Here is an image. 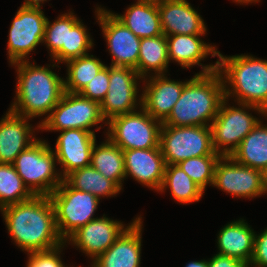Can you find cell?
Segmentation results:
<instances>
[{
    "label": "cell",
    "mask_w": 267,
    "mask_h": 267,
    "mask_svg": "<svg viewBox=\"0 0 267 267\" xmlns=\"http://www.w3.org/2000/svg\"><path fill=\"white\" fill-rule=\"evenodd\" d=\"M96 142L94 132L65 129L56 140L55 157L63 169L62 178L69 173L90 166L91 152Z\"/></svg>",
    "instance_id": "obj_15"
},
{
    "label": "cell",
    "mask_w": 267,
    "mask_h": 267,
    "mask_svg": "<svg viewBox=\"0 0 267 267\" xmlns=\"http://www.w3.org/2000/svg\"><path fill=\"white\" fill-rule=\"evenodd\" d=\"M105 122L107 137L122 150L157 148L162 123L150 116L142 107Z\"/></svg>",
    "instance_id": "obj_9"
},
{
    "label": "cell",
    "mask_w": 267,
    "mask_h": 267,
    "mask_svg": "<svg viewBox=\"0 0 267 267\" xmlns=\"http://www.w3.org/2000/svg\"><path fill=\"white\" fill-rule=\"evenodd\" d=\"M227 102L226 98L222 101L217 116L210 125L213 148L221 156H231L244 137L258 124L259 120L248 113L246 108L257 110L267 117V113L258 106L238 103L241 109L226 105Z\"/></svg>",
    "instance_id": "obj_7"
},
{
    "label": "cell",
    "mask_w": 267,
    "mask_h": 267,
    "mask_svg": "<svg viewBox=\"0 0 267 267\" xmlns=\"http://www.w3.org/2000/svg\"><path fill=\"white\" fill-rule=\"evenodd\" d=\"M221 155H205L188 158L177 165L204 191L208 184L212 185L216 163Z\"/></svg>",
    "instance_id": "obj_32"
},
{
    "label": "cell",
    "mask_w": 267,
    "mask_h": 267,
    "mask_svg": "<svg viewBox=\"0 0 267 267\" xmlns=\"http://www.w3.org/2000/svg\"><path fill=\"white\" fill-rule=\"evenodd\" d=\"M108 88L109 67L105 65L79 94L101 104L108 93Z\"/></svg>",
    "instance_id": "obj_35"
},
{
    "label": "cell",
    "mask_w": 267,
    "mask_h": 267,
    "mask_svg": "<svg viewBox=\"0 0 267 267\" xmlns=\"http://www.w3.org/2000/svg\"><path fill=\"white\" fill-rule=\"evenodd\" d=\"M218 235V254L236 258L249 265L255 233L244 219L226 224Z\"/></svg>",
    "instance_id": "obj_23"
},
{
    "label": "cell",
    "mask_w": 267,
    "mask_h": 267,
    "mask_svg": "<svg viewBox=\"0 0 267 267\" xmlns=\"http://www.w3.org/2000/svg\"><path fill=\"white\" fill-rule=\"evenodd\" d=\"M28 119L11 110L1 119L0 163L13 164L16 157L37 140Z\"/></svg>",
    "instance_id": "obj_20"
},
{
    "label": "cell",
    "mask_w": 267,
    "mask_h": 267,
    "mask_svg": "<svg viewBox=\"0 0 267 267\" xmlns=\"http://www.w3.org/2000/svg\"><path fill=\"white\" fill-rule=\"evenodd\" d=\"M203 35H172L166 36L168 42V58L178 62L184 68H190L193 65H201L202 71L199 74H207L217 70V61L215 64L203 65L200 62L212 54V57L218 55L217 48L204 43L199 37Z\"/></svg>",
    "instance_id": "obj_22"
},
{
    "label": "cell",
    "mask_w": 267,
    "mask_h": 267,
    "mask_svg": "<svg viewBox=\"0 0 267 267\" xmlns=\"http://www.w3.org/2000/svg\"><path fill=\"white\" fill-rule=\"evenodd\" d=\"M47 19L41 7L20 6L8 35L7 52L10 64L26 61L28 54L43 43Z\"/></svg>",
    "instance_id": "obj_11"
},
{
    "label": "cell",
    "mask_w": 267,
    "mask_h": 267,
    "mask_svg": "<svg viewBox=\"0 0 267 267\" xmlns=\"http://www.w3.org/2000/svg\"><path fill=\"white\" fill-rule=\"evenodd\" d=\"M125 177L131 175L142 185L159 191L166 163L161 148L123 150Z\"/></svg>",
    "instance_id": "obj_19"
},
{
    "label": "cell",
    "mask_w": 267,
    "mask_h": 267,
    "mask_svg": "<svg viewBox=\"0 0 267 267\" xmlns=\"http://www.w3.org/2000/svg\"><path fill=\"white\" fill-rule=\"evenodd\" d=\"M149 77L150 80L145 78L147 85L141 94V107L154 119L163 123L180 98L186 82L169 80L165 74Z\"/></svg>",
    "instance_id": "obj_18"
},
{
    "label": "cell",
    "mask_w": 267,
    "mask_h": 267,
    "mask_svg": "<svg viewBox=\"0 0 267 267\" xmlns=\"http://www.w3.org/2000/svg\"><path fill=\"white\" fill-rule=\"evenodd\" d=\"M65 63L68 66V77L64 80V87L65 91L70 93H80L105 66L99 59L89 54Z\"/></svg>",
    "instance_id": "obj_30"
},
{
    "label": "cell",
    "mask_w": 267,
    "mask_h": 267,
    "mask_svg": "<svg viewBox=\"0 0 267 267\" xmlns=\"http://www.w3.org/2000/svg\"><path fill=\"white\" fill-rule=\"evenodd\" d=\"M168 64V42L164 34L141 38L137 63V73L141 80H144L145 76H148L150 73L148 71L152 70L155 72V75H164Z\"/></svg>",
    "instance_id": "obj_26"
},
{
    "label": "cell",
    "mask_w": 267,
    "mask_h": 267,
    "mask_svg": "<svg viewBox=\"0 0 267 267\" xmlns=\"http://www.w3.org/2000/svg\"><path fill=\"white\" fill-rule=\"evenodd\" d=\"M105 215L80 227L67 240L95 260L128 228Z\"/></svg>",
    "instance_id": "obj_16"
},
{
    "label": "cell",
    "mask_w": 267,
    "mask_h": 267,
    "mask_svg": "<svg viewBox=\"0 0 267 267\" xmlns=\"http://www.w3.org/2000/svg\"><path fill=\"white\" fill-rule=\"evenodd\" d=\"M114 16L140 39L163 34L158 6L136 2L124 15Z\"/></svg>",
    "instance_id": "obj_25"
},
{
    "label": "cell",
    "mask_w": 267,
    "mask_h": 267,
    "mask_svg": "<svg viewBox=\"0 0 267 267\" xmlns=\"http://www.w3.org/2000/svg\"><path fill=\"white\" fill-rule=\"evenodd\" d=\"M233 1H235V2H238V3H240V4H243V3H245V4H249V2L250 3H256V2H259V0H233Z\"/></svg>",
    "instance_id": "obj_43"
},
{
    "label": "cell",
    "mask_w": 267,
    "mask_h": 267,
    "mask_svg": "<svg viewBox=\"0 0 267 267\" xmlns=\"http://www.w3.org/2000/svg\"><path fill=\"white\" fill-rule=\"evenodd\" d=\"M36 127L46 131L82 129L90 132V127L106 121L101 115L100 104L81 96L79 93H64L50 114Z\"/></svg>",
    "instance_id": "obj_10"
},
{
    "label": "cell",
    "mask_w": 267,
    "mask_h": 267,
    "mask_svg": "<svg viewBox=\"0 0 267 267\" xmlns=\"http://www.w3.org/2000/svg\"><path fill=\"white\" fill-rule=\"evenodd\" d=\"M217 56L225 98L235 96L237 103L258 106L267 113V60L243 54L226 57L220 51Z\"/></svg>",
    "instance_id": "obj_4"
},
{
    "label": "cell",
    "mask_w": 267,
    "mask_h": 267,
    "mask_svg": "<svg viewBox=\"0 0 267 267\" xmlns=\"http://www.w3.org/2000/svg\"><path fill=\"white\" fill-rule=\"evenodd\" d=\"M142 217L139 216L91 265L92 267H140Z\"/></svg>",
    "instance_id": "obj_17"
},
{
    "label": "cell",
    "mask_w": 267,
    "mask_h": 267,
    "mask_svg": "<svg viewBox=\"0 0 267 267\" xmlns=\"http://www.w3.org/2000/svg\"><path fill=\"white\" fill-rule=\"evenodd\" d=\"M96 9L97 20L112 55L111 65L127 66L137 71L141 39L118 20L114 13L100 7Z\"/></svg>",
    "instance_id": "obj_13"
},
{
    "label": "cell",
    "mask_w": 267,
    "mask_h": 267,
    "mask_svg": "<svg viewBox=\"0 0 267 267\" xmlns=\"http://www.w3.org/2000/svg\"><path fill=\"white\" fill-rule=\"evenodd\" d=\"M263 191L267 193V169L263 172Z\"/></svg>",
    "instance_id": "obj_42"
},
{
    "label": "cell",
    "mask_w": 267,
    "mask_h": 267,
    "mask_svg": "<svg viewBox=\"0 0 267 267\" xmlns=\"http://www.w3.org/2000/svg\"><path fill=\"white\" fill-rule=\"evenodd\" d=\"M34 194L24 184L13 164L0 163V209L31 199Z\"/></svg>",
    "instance_id": "obj_31"
},
{
    "label": "cell",
    "mask_w": 267,
    "mask_h": 267,
    "mask_svg": "<svg viewBox=\"0 0 267 267\" xmlns=\"http://www.w3.org/2000/svg\"><path fill=\"white\" fill-rule=\"evenodd\" d=\"M140 78L134 68L110 65L108 93L100 104L104 120L108 122L116 116L137 111V100L142 106V96L137 99L139 92L137 80Z\"/></svg>",
    "instance_id": "obj_12"
},
{
    "label": "cell",
    "mask_w": 267,
    "mask_h": 267,
    "mask_svg": "<svg viewBox=\"0 0 267 267\" xmlns=\"http://www.w3.org/2000/svg\"><path fill=\"white\" fill-rule=\"evenodd\" d=\"M250 266L267 267V228L254 236L253 255L248 267Z\"/></svg>",
    "instance_id": "obj_37"
},
{
    "label": "cell",
    "mask_w": 267,
    "mask_h": 267,
    "mask_svg": "<svg viewBox=\"0 0 267 267\" xmlns=\"http://www.w3.org/2000/svg\"><path fill=\"white\" fill-rule=\"evenodd\" d=\"M44 1L47 0H25V2L22 5L31 7H41L42 5L40 3H43Z\"/></svg>",
    "instance_id": "obj_40"
},
{
    "label": "cell",
    "mask_w": 267,
    "mask_h": 267,
    "mask_svg": "<svg viewBox=\"0 0 267 267\" xmlns=\"http://www.w3.org/2000/svg\"><path fill=\"white\" fill-rule=\"evenodd\" d=\"M52 202L56 227L65 243L80 227L92 221L100 199L72 188L64 179L49 195Z\"/></svg>",
    "instance_id": "obj_6"
},
{
    "label": "cell",
    "mask_w": 267,
    "mask_h": 267,
    "mask_svg": "<svg viewBox=\"0 0 267 267\" xmlns=\"http://www.w3.org/2000/svg\"><path fill=\"white\" fill-rule=\"evenodd\" d=\"M166 188H170L172 197L180 204L198 202L204 193L177 164H166L159 191L164 192Z\"/></svg>",
    "instance_id": "obj_29"
},
{
    "label": "cell",
    "mask_w": 267,
    "mask_h": 267,
    "mask_svg": "<svg viewBox=\"0 0 267 267\" xmlns=\"http://www.w3.org/2000/svg\"><path fill=\"white\" fill-rule=\"evenodd\" d=\"M159 146L166 164H178L193 157L220 155L213 148L210 126L162 125Z\"/></svg>",
    "instance_id": "obj_8"
},
{
    "label": "cell",
    "mask_w": 267,
    "mask_h": 267,
    "mask_svg": "<svg viewBox=\"0 0 267 267\" xmlns=\"http://www.w3.org/2000/svg\"><path fill=\"white\" fill-rule=\"evenodd\" d=\"M0 210L10 236L22 251H47L65 243L58 233L49 196L34 195Z\"/></svg>",
    "instance_id": "obj_1"
},
{
    "label": "cell",
    "mask_w": 267,
    "mask_h": 267,
    "mask_svg": "<svg viewBox=\"0 0 267 267\" xmlns=\"http://www.w3.org/2000/svg\"><path fill=\"white\" fill-rule=\"evenodd\" d=\"M213 186L235 197L253 198L264 194L263 172L221 156L216 163Z\"/></svg>",
    "instance_id": "obj_14"
},
{
    "label": "cell",
    "mask_w": 267,
    "mask_h": 267,
    "mask_svg": "<svg viewBox=\"0 0 267 267\" xmlns=\"http://www.w3.org/2000/svg\"><path fill=\"white\" fill-rule=\"evenodd\" d=\"M64 245L65 243L51 250L28 253L27 267H65L59 256Z\"/></svg>",
    "instance_id": "obj_36"
},
{
    "label": "cell",
    "mask_w": 267,
    "mask_h": 267,
    "mask_svg": "<svg viewBox=\"0 0 267 267\" xmlns=\"http://www.w3.org/2000/svg\"><path fill=\"white\" fill-rule=\"evenodd\" d=\"M185 267H208V261H191Z\"/></svg>",
    "instance_id": "obj_41"
},
{
    "label": "cell",
    "mask_w": 267,
    "mask_h": 267,
    "mask_svg": "<svg viewBox=\"0 0 267 267\" xmlns=\"http://www.w3.org/2000/svg\"><path fill=\"white\" fill-rule=\"evenodd\" d=\"M162 32L172 35H204V20L186 0H173L158 6Z\"/></svg>",
    "instance_id": "obj_21"
},
{
    "label": "cell",
    "mask_w": 267,
    "mask_h": 267,
    "mask_svg": "<svg viewBox=\"0 0 267 267\" xmlns=\"http://www.w3.org/2000/svg\"><path fill=\"white\" fill-rule=\"evenodd\" d=\"M11 65L17 66L18 81L16 97L9 110L30 119L50 114L65 93L64 79L50 68L28 60Z\"/></svg>",
    "instance_id": "obj_3"
},
{
    "label": "cell",
    "mask_w": 267,
    "mask_h": 267,
    "mask_svg": "<svg viewBox=\"0 0 267 267\" xmlns=\"http://www.w3.org/2000/svg\"><path fill=\"white\" fill-rule=\"evenodd\" d=\"M56 162L50 145L37 139L16 157L13 165L34 195L49 196L63 181L62 171H56Z\"/></svg>",
    "instance_id": "obj_5"
},
{
    "label": "cell",
    "mask_w": 267,
    "mask_h": 267,
    "mask_svg": "<svg viewBox=\"0 0 267 267\" xmlns=\"http://www.w3.org/2000/svg\"><path fill=\"white\" fill-rule=\"evenodd\" d=\"M169 1H173V0H137V2L151 4V5H155V6L162 5V4L169 2Z\"/></svg>",
    "instance_id": "obj_39"
},
{
    "label": "cell",
    "mask_w": 267,
    "mask_h": 267,
    "mask_svg": "<svg viewBox=\"0 0 267 267\" xmlns=\"http://www.w3.org/2000/svg\"><path fill=\"white\" fill-rule=\"evenodd\" d=\"M224 89L218 70L207 74H195L186 81L180 98L162 125L210 126L225 99Z\"/></svg>",
    "instance_id": "obj_2"
},
{
    "label": "cell",
    "mask_w": 267,
    "mask_h": 267,
    "mask_svg": "<svg viewBox=\"0 0 267 267\" xmlns=\"http://www.w3.org/2000/svg\"><path fill=\"white\" fill-rule=\"evenodd\" d=\"M208 267H248V265L236 258L217 253L208 261Z\"/></svg>",
    "instance_id": "obj_38"
},
{
    "label": "cell",
    "mask_w": 267,
    "mask_h": 267,
    "mask_svg": "<svg viewBox=\"0 0 267 267\" xmlns=\"http://www.w3.org/2000/svg\"><path fill=\"white\" fill-rule=\"evenodd\" d=\"M96 145L95 142L90 165L122 189V181L126 178L123 150L108 137L101 145Z\"/></svg>",
    "instance_id": "obj_27"
},
{
    "label": "cell",
    "mask_w": 267,
    "mask_h": 267,
    "mask_svg": "<svg viewBox=\"0 0 267 267\" xmlns=\"http://www.w3.org/2000/svg\"><path fill=\"white\" fill-rule=\"evenodd\" d=\"M92 41L86 27L79 21L72 29H68L67 47H62L52 58L55 63H64L87 55L93 46Z\"/></svg>",
    "instance_id": "obj_33"
},
{
    "label": "cell",
    "mask_w": 267,
    "mask_h": 267,
    "mask_svg": "<svg viewBox=\"0 0 267 267\" xmlns=\"http://www.w3.org/2000/svg\"><path fill=\"white\" fill-rule=\"evenodd\" d=\"M64 180L77 190L97 198L116 196L122 190L114 181L105 178L94 167L87 166L69 173Z\"/></svg>",
    "instance_id": "obj_28"
},
{
    "label": "cell",
    "mask_w": 267,
    "mask_h": 267,
    "mask_svg": "<svg viewBox=\"0 0 267 267\" xmlns=\"http://www.w3.org/2000/svg\"><path fill=\"white\" fill-rule=\"evenodd\" d=\"M231 157L241 165L264 172L267 169V126L259 121Z\"/></svg>",
    "instance_id": "obj_24"
},
{
    "label": "cell",
    "mask_w": 267,
    "mask_h": 267,
    "mask_svg": "<svg viewBox=\"0 0 267 267\" xmlns=\"http://www.w3.org/2000/svg\"><path fill=\"white\" fill-rule=\"evenodd\" d=\"M71 12L61 14L53 23L47 19L42 42H45L47 45L51 53V58L62 47H67L68 29H72L80 21Z\"/></svg>",
    "instance_id": "obj_34"
}]
</instances>
